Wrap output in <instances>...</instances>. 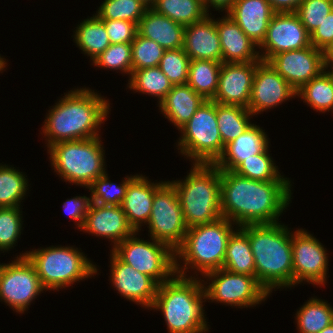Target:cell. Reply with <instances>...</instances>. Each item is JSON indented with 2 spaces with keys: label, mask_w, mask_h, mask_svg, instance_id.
Instances as JSON below:
<instances>
[{
  "label": "cell",
  "mask_w": 333,
  "mask_h": 333,
  "mask_svg": "<svg viewBox=\"0 0 333 333\" xmlns=\"http://www.w3.org/2000/svg\"><path fill=\"white\" fill-rule=\"evenodd\" d=\"M147 9L140 0H104L95 15L100 19H120L138 25Z\"/></svg>",
  "instance_id": "cell-38"
},
{
  "label": "cell",
  "mask_w": 333,
  "mask_h": 333,
  "mask_svg": "<svg viewBox=\"0 0 333 333\" xmlns=\"http://www.w3.org/2000/svg\"><path fill=\"white\" fill-rule=\"evenodd\" d=\"M325 66H333V42L323 51Z\"/></svg>",
  "instance_id": "cell-50"
},
{
  "label": "cell",
  "mask_w": 333,
  "mask_h": 333,
  "mask_svg": "<svg viewBox=\"0 0 333 333\" xmlns=\"http://www.w3.org/2000/svg\"><path fill=\"white\" fill-rule=\"evenodd\" d=\"M82 230L111 240L113 248L135 232L120 205H99L94 202L85 216Z\"/></svg>",
  "instance_id": "cell-20"
},
{
  "label": "cell",
  "mask_w": 333,
  "mask_h": 333,
  "mask_svg": "<svg viewBox=\"0 0 333 333\" xmlns=\"http://www.w3.org/2000/svg\"><path fill=\"white\" fill-rule=\"evenodd\" d=\"M297 91L267 61H258L248 110L256 115L296 97ZM272 107V108H271Z\"/></svg>",
  "instance_id": "cell-17"
},
{
  "label": "cell",
  "mask_w": 333,
  "mask_h": 333,
  "mask_svg": "<svg viewBox=\"0 0 333 333\" xmlns=\"http://www.w3.org/2000/svg\"><path fill=\"white\" fill-rule=\"evenodd\" d=\"M208 14L203 20L185 26L183 50L191 60L222 62V49L216 20Z\"/></svg>",
  "instance_id": "cell-21"
},
{
  "label": "cell",
  "mask_w": 333,
  "mask_h": 333,
  "mask_svg": "<svg viewBox=\"0 0 333 333\" xmlns=\"http://www.w3.org/2000/svg\"><path fill=\"white\" fill-rule=\"evenodd\" d=\"M135 177H125L118 186L110 182L107 173L98 177L88 187L91 191V201L99 205H121L128 185Z\"/></svg>",
  "instance_id": "cell-39"
},
{
  "label": "cell",
  "mask_w": 333,
  "mask_h": 333,
  "mask_svg": "<svg viewBox=\"0 0 333 333\" xmlns=\"http://www.w3.org/2000/svg\"><path fill=\"white\" fill-rule=\"evenodd\" d=\"M311 45L324 51L333 42V10L324 21L310 34Z\"/></svg>",
  "instance_id": "cell-47"
},
{
  "label": "cell",
  "mask_w": 333,
  "mask_h": 333,
  "mask_svg": "<svg viewBox=\"0 0 333 333\" xmlns=\"http://www.w3.org/2000/svg\"><path fill=\"white\" fill-rule=\"evenodd\" d=\"M129 78L131 90L157 97L159 103L173 86L159 66L134 70Z\"/></svg>",
  "instance_id": "cell-34"
},
{
  "label": "cell",
  "mask_w": 333,
  "mask_h": 333,
  "mask_svg": "<svg viewBox=\"0 0 333 333\" xmlns=\"http://www.w3.org/2000/svg\"><path fill=\"white\" fill-rule=\"evenodd\" d=\"M178 150L193 163L214 164L224 151L219 133L216 102L206 100L180 129Z\"/></svg>",
  "instance_id": "cell-9"
},
{
  "label": "cell",
  "mask_w": 333,
  "mask_h": 333,
  "mask_svg": "<svg viewBox=\"0 0 333 333\" xmlns=\"http://www.w3.org/2000/svg\"><path fill=\"white\" fill-rule=\"evenodd\" d=\"M20 210V207L0 208V251L12 249L21 235L23 222Z\"/></svg>",
  "instance_id": "cell-43"
},
{
  "label": "cell",
  "mask_w": 333,
  "mask_h": 333,
  "mask_svg": "<svg viewBox=\"0 0 333 333\" xmlns=\"http://www.w3.org/2000/svg\"><path fill=\"white\" fill-rule=\"evenodd\" d=\"M268 139L260 126L251 124L243 134L225 145L214 165L220 170L233 171L244 159L262 153L270 143Z\"/></svg>",
  "instance_id": "cell-25"
},
{
  "label": "cell",
  "mask_w": 333,
  "mask_h": 333,
  "mask_svg": "<svg viewBox=\"0 0 333 333\" xmlns=\"http://www.w3.org/2000/svg\"><path fill=\"white\" fill-rule=\"evenodd\" d=\"M269 146L259 154L244 159L234 170L236 174L259 181H290L278 171L272 157L268 153Z\"/></svg>",
  "instance_id": "cell-36"
},
{
  "label": "cell",
  "mask_w": 333,
  "mask_h": 333,
  "mask_svg": "<svg viewBox=\"0 0 333 333\" xmlns=\"http://www.w3.org/2000/svg\"><path fill=\"white\" fill-rule=\"evenodd\" d=\"M43 290L36 268L25 257L3 264L0 270V300L13 308L17 313H24L28 305Z\"/></svg>",
  "instance_id": "cell-13"
},
{
  "label": "cell",
  "mask_w": 333,
  "mask_h": 333,
  "mask_svg": "<svg viewBox=\"0 0 333 333\" xmlns=\"http://www.w3.org/2000/svg\"><path fill=\"white\" fill-rule=\"evenodd\" d=\"M203 277L208 278L207 281H212L207 287L204 282L206 300L212 302L248 308L265 301L269 296L253 276L235 274L221 268L208 272Z\"/></svg>",
  "instance_id": "cell-12"
},
{
  "label": "cell",
  "mask_w": 333,
  "mask_h": 333,
  "mask_svg": "<svg viewBox=\"0 0 333 333\" xmlns=\"http://www.w3.org/2000/svg\"><path fill=\"white\" fill-rule=\"evenodd\" d=\"M100 136L85 140L61 141L49 147L51 166L64 181L88 188L106 174L105 151Z\"/></svg>",
  "instance_id": "cell-7"
},
{
  "label": "cell",
  "mask_w": 333,
  "mask_h": 333,
  "mask_svg": "<svg viewBox=\"0 0 333 333\" xmlns=\"http://www.w3.org/2000/svg\"><path fill=\"white\" fill-rule=\"evenodd\" d=\"M235 228L236 231L228 239L222 268L235 274L256 278L255 260L248 235L241 228Z\"/></svg>",
  "instance_id": "cell-28"
},
{
  "label": "cell",
  "mask_w": 333,
  "mask_h": 333,
  "mask_svg": "<svg viewBox=\"0 0 333 333\" xmlns=\"http://www.w3.org/2000/svg\"><path fill=\"white\" fill-rule=\"evenodd\" d=\"M319 333H333V322L329 326L321 330Z\"/></svg>",
  "instance_id": "cell-52"
},
{
  "label": "cell",
  "mask_w": 333,
  "mask_h": 333,
  "mask_svg": "<svg viewBox=\"0 0 333 333\" xmlns=\"http://www.w3.org/2000/svg\"><path fill=\"white\" fill-rule=\"evenodd\" d=\"M164 183L150 182L147 177L136 175L129 183L121 203L129 225L135 232L141 230V224L148 223L153 205L155 191Z\"/></svg>",
  "instance_id": "cell-24"
},
{
  "label": "cell",
  "mask_w": 333,
  "mask_h": 333,
  "mask_svg": "<svg viewBox=\"0 0 333 333\" xmlns=\"http://www.w3.org/2000/svg\"><path fill=\"white\" fill-rule=\"evenodd\" d=\"M5 61H6V59L1 57V55H0V71H1V73L4 70V68L6 67L7 62H5Z\"/></svg>",
  "instance_id": "cell-53"
},
{
  "label": "cell",
  "mask_w": 333,
  "mask_h": 333,
  "mask_svg": "<svg viewBox=\"0 0 333 333\" xmlns=\"http://www.w3.org/2000/svg\"><path fill=\"white\" fill-rule=\"evenodd\" d=\"M333 10V0H304L295 12L311 34Z\"/></svg>",
  "instance_id": "cell-44"
},
{
  "label": "cell",
  "mask_w": 333,
  "mask_h": 333,
  "mask_svg": "<svg viewBox=\"0 0 333 333\" xmlns=\"http://www.w3.org/2000/svg\"><path fill=\"white\" fill-rule=\"evenodd\" d=\"M232 225L233 222L220 217L211 223L189 227L182 245L175 251L176 274L186 277L185 270L190 267L196 270L195 273L200 271L202 276L221 269L228 239L235 231ZM180 259H183L184 266L178 263Z\"/></svg>",
  "instance_id": "cell-5"
},
{
  "label": "cell",
  "mask_w": 333,
  "mask_h": 333,
  "mask_svg": "<svg viewBox=\"0 0 333 333\" xmlns=\"http://www.w3.org/2000/svg\"><path fill=\"white\" fill-rule=\"evenodd\" d=\"M257 62H222L218 90L212 101L248 109Z\"/></svg>",
  "instance_id": "cell-19"
},
{
  "label": "cell",
  "mask_w": 333,
  "mask_h": 333,
  "mask_svg": "<svg viewBox=\"0 0 333 333\" xmlns=\"http://www.w3.org/2000/svg\"><path fill=\"white\" fill-rule=\"evenodd\" d=\"M152 9L184 26L199 22L209 14L201 0H156Z\"/></svg>",
  "instance_id": "cell-33"
},
{
  "label": "cell",
  "mask_w": 333,
  "mask_h": 333,
  "mask_svg": "<svg viewBox=\"0 0 333 333\" xmlns=\"http://www.w3.org/2000/svg\"><path fill=\"white\" fill-rule=\"evenodd\" d=\"M328 67H330V71H326L329 75L331 80L333 81V66H325V69H328Z\"/></svg>",
  "instance_id": "cell-54"
},
{
  "label": "cell",
  "mask_w": 333,
  "mask_h": 333,
  "mask_svg": "<svg viewBox=\"0 0 333 333\" xmlns=\"http://www.w3.org/2000/svg\"><path fill=\"white\" fill-rule=\"evenodd\" d=\"M132 72L142 68L159 66L165 49L157 42L140 36L138 33L131 43Z\"/></svg>",
  "instance_id": "cell-41"
},
{
  "label": "cell",
  "mask_w": 333,
  "mask_h": 333,
  "mask_svg": "<svg viewBox=\"0 0 333 333\" xmlns=\"http://www.w3.org/2000/svg\"><path fill=\"white\" fill-rule=\"evenodd\" d=\"M197 279L175 274L158 286L151 308L161 310L169 333H205L208 330L202 304L206 301L204 284L201 278Z\"/></svg>",
  "instance_id": "cell-4"
},
{
  "label": "cell",
  "mask_w": 333,
  "mask_h": 333,
  "mask_svg": "<svg viewBox=\"0 0 333 333\" xmlns=\"http://www.w3.org/2000/svg\"><path fill=\"white\" fill-rule=\"evenodd\" d=\"M76 28L74 41L92 61L111 44L104 22L96 15L84 19Z\"/></svg>",
  "instance_id": "cell-29"
},
{
  "label": "cell",
  "mask_w": 333,
  "mask_h": 333,
  "mask_svg": "<svg viewBox=\"0 0 333 333\" xmlns=\"http://www.w3.org/2000/svg\"><path fill=\"white\" fill-rule=\"evenodd\" d=\"M136 235L138 232L118 243L111 251L124 263L153 278L159 285L169 281L176 274L175 252L167 244L153 238H150L152 242L142 240Z\"/></svg>",
  "instance_id": "cell-10"
},
{
  "label": "cell",
  "mask_w": 333,
  "mask_h": 333,
  "mask_svg": "<svg viewBox=\"0 0 333 333\" xmlns=\"http://www.w3.org/2000/svg\"><path fill=\"white\" fill-rule=\"evenodd\" d=\"M14 168L0 164V208L20 207L28 190L25 174Z\"/></svg>",
  "instance_id": "cell-37"
},
{
  "label": "cell",
  "mask_w": 333,
  "mask_h": 333,
  "mask_svg": "<svg viewBox=\"0 0 333 333\" xmlns=\"http://www.w3.org/2000/svg\"><path fill=\"white\" fill-rule=\"evenodd\" d=\"M293 255V286L303 281L324 286L327 281L328 256L326 248L304 229L291 232Z\"/></svg>",
  "instance_id": "cell-14"
},
{
  "label": "cell",
  "mask_w": 333,
  "mask_h": 333,
  "mask_svg": "<svg viewBox=\"0 0 333 333\" xmlns=\"http://www.w3.org/2000/svg\"><path fill=\"white\" fill-rule=\"evenodd\" d=\"M190 61L183 48L165 50L159 68L173 85L186 84Z\"/></svg>",
  "instance_id": "cell-42"
},
{
  "label": "cell",
  "mask_w": 333,
  "mask_h": 333,
  "mask_svg": "<svg viewBox=\"0 0 333 333\" xmlns=\"http://www.w3.org/2000/svg\"><path fill=\"white\" fill-rule=\"evenodd\" d=\"M332 322V306L318 298H310L296 313L299 333H319Z\"/></svg>",
  "instance_id": "cell-32"
},
{
  "label": "cell",
  "mask_w": 333,
  "mask_h": 333,
  "mask_svg": "<svg viewBox=\"0 0 333 333\" xmlns=\"http://www.w3.org/2000/svg\"><path fill=\"white\" fill-rule=\"evenodd\" d=\"M104 22L106 32L111 44L132 43L138 30L137 24L126 20L101 19Z\"/></svg>",
  "instance_id": "cell-45"
},
{
  "label": "cell",
  "mask_w": 333,
  "mask_h": 333,
  "mask_svg": "<svg viewBox=\"0 0 333 333\" xmlns=\"http://www.w3.org/2000/svg\"><path fill=\"white\" fill-rule=\"evenodd\" d=\"M234 2L235 0H205L203 4L207 13L209 12L210 7L215 8L216 11L225 10L226 12H228L232 8Z\"/></svg>",
  "instance_id": "cell-49"
},
{
  "label": "cell",
  "mask_w": 333,
  "mask_h": 333,
  "mask_svg": "<svg viewBox=\"0 0 333 333\" xmlns=\"http://www.w3.org/2000/svg\"><path fill=\"white\" fill-rule=\"evenodd\" d=\"M96 67L120 70L122 73L132 75V49L131 43L110 44L93 61Z\"/></svg>",
  "instance_id": "cell-40"
},
{
  "label": "cell",
  "mask_w": 333,
  "mask_h": 333,
  "mask_svg": "<svg viewBox=\"0 0 333 333\" xmlns=\"http://www.w3.org/2000/svg\"><path fill=\"white\" fill-rule=\"evenodd\" d=\"M274 13L266 0H235L227 15L259 47Z\"/></svg>",
  "instance_id": "cell-22"
},
{
  "label": "cell",
  "mask_w": 333,
  "mask_h": 333,
  "mask_svg": "<svg viewBox=\"0 0 333 333\" xmlns=\"http://www.w3.org/2000/svg\"><path fill=\"white\" fill-rule=\"evenodd\" d=\"M184 28L152 8L146 10L137 25L140 36L157 42L165 50L183 48Z\"/></svg>",
  "instance_id": "cell-26"
},
{
  "label": "cell",
  "mask_w": 333,
  "mask_h": 333,
  "mask_svg": "<svg viewBox=\"0 0 333 333\" xmlns=\"http://www.w3.org/2000/svg\"><path fill=\"white\" fill-rule=\"evenodd\" d=\"M222 49V62L246 63L260 61L258 47L228 15L216 21Z\"/></svg>",
  "instance_id": "cell-23"
},
{
  "label": "cell",
  "mask_w": 333,
  "mask_h": 333,
  "mask_svg": "<svg viewBox=\"0 0 333 333\" xmlns=\"http://www.w3.org/2000/svg\"><path fill=\"white\" fill-rule=\"evenodd\" d=\"M64 95L50 108L42 127L47 148L61 141L98 137L97 129L109 114V101L94 90L85 87Z\"/></svg>",
  "instance_id": "cell-2"
},
{
  "label": "cell",
  "mask_w": 333,
  "mask_h": 333,
  "mask_svg": "<svg viewBox=\"0 0 333 333\" xmlns=\"http://www.w3.org/2000/svg\"><path fill=\"white\" fill-rule=\"evenodd\" d=\"M268 63L296 91L325 70L323 51L313 45L278 53Z\"/></svg>",
  "instance_id": "cell-16"
},
{
  "label": "cell",
  "mask_w": 333,
  "mask_h": 333,
  "mask_svg": "<svg viewBox=\"0 0 333 333\" xmlns=\"http://www.w3.org/2000/svg\"><path fill=\"white\" fill-rule=\"evenodd\" d=\"M291 181H259L221 170V214L237 227L278 222L291 201Z\"/></svg>",
  "instance_id": "cell-1"
},
{
  "label": "cell",
  "mask_w": 333,
  "mask_h": 333,
  "mask_svg": "<svg viewBox=\"0 0 333 333\" xmlns=\"http://www.w3.org/2000/svg\"><path fill=\"white\" fill-rule=\"evenodd\" d=\"M310 45V34L295 12L274 13L268 24L266 37L258 47L265 52L259 56L262 61L268 62L278 53Z\"/></svg>",
  "instance_id": "cell-15"
},
{
  "label": "cell",
  "mask_w": 333,
  "mask_h": 333,
  "mask_svg": "<svg viewBox=\"0 0 333 333\" xmlns=\"http://www.w3.org/2000/svg\"><path fill=\"white\" fill-rule=\"evenodd\" d=\"M252 113L242 106L223 105L216 102V116L223 146L243 134L252 124Z\"/></svg>",
  "instance_id": "cell-31"
},
{
  "label": "cell",
  "mask_w": 333,
  "mask_h": 333,
  "mask_svg": "<svg viewBox=\"0 0 333 333\" xmlns=\"http://www.w3.org/2000/svg\"><path fill=\"white\" fill-rule=\"evenodd\" d=\"M91 203V197L76 196L66 200L63 203V209L65 213L69 215L70 219H73L75 222H77V227L81 229Z\"/></svg>",
  "instance_id": "cell-46"
},
{
  "label": "cell",
  "mask_w": 333,
  "mask_h": 333,
  "mask_svg": "<svg viewBox=\"0 0 333 333\" xmlns=\"http://www.w3.org/2000/svg\"><path fill=\"white\" fill-rule=\"evenodd\" d=\"M221 65L213 60H191L187 84L206 100H212L218 90Z\"/></svg>",
  "instance_id": "cell-30"
},
{
  "label": "cell",
  "mask_w": 333,
  "mask_h": 333,
  "mask_svg": "<svg viewBox=\"0 0 333 333\" xmlns=\"http://www.w3.org/2000/svg\"><path fill=\"white\" fill-rule=\"evenodd\" d=\"M143 4H145L148 8H152L156 2V0H140Z\"/></svg>",
  "instance_id": "cell-51"
},
{
  "label": "cell",
  "mask_w": 333,
  "mask_h": 333,
  "mask_svg": "<svg viewBox=\"0 0 333 333\" xmlns=\"http://www.w3.org/2000/svg\"><path fill=\"white\" fill-rule=\"evenodd\" d=\"M185 180H174L187 227L211 223L221 214V170L214 164L193 163Z\"/></svg>",
  "instance_id": "cell-6"
},
{
  "label": "cell",
  "mask_w": 333,
  "mask_h": 333,
  "mask_svg": "<svg viewBox=\"0 0 333 333\" xmlns=\"http://www.w3.org/2000/svg\"><path fill=\"white\" fill-rule=\"evenodd\" d=\"M275 13L296 12L304 0H266Z\"/></svg>",
  "instance_id": "cell-48"
},
{
  "label": "cell",
  "mask_w": 333,
  "mask_h": 333,
  "mask_svg": "<svg viewBox=\"0 0 333 333\" xmlns=\"http://www.w3.org/2000/svg\"><path fill=\"white\" fill-rule=\"evenodd\" d=\"M206 99L196 93L187 83L173 85L159 108L165 118L169 119L179 130L195 114Z\"/></svg>",
  "instance_id": "cell-27"
},
{
  "label": "cell",
  "mask_w": 333,
  "mask_h": 333,
  "mask_svg": "<svg viewBox=\"0 0 333 333\" xmlns=\"http://www.w3.org/2000/svg\"><path fill=\"white\" fill-rule=\"evenodd\" d=\"M307 105L318 112L333 110V81L326 69L303 85L296 93Z\"/></svg>",
  "instance_id": "cell-35"
},
{
  "label": "cell",
  "mask_w": 333,
  "mask_h": 333,
  "mask_svg": "<svg viewBox=\"0 0 333 333\" xmlns=\"http://www.w3.org/2000/svg\"><path fill=\"white\" fill-rule=\"evenodd\" d=\"M250 241L256 280L270 295L273 288L293 286L291 233L281 223L250 224L240 227Z\"/></svg>",
  "instance_id": "cell-3"
},
{
  "label": "cell",
  "mask_w": 333,
  "mask_h": 333,
  "mask_svg": "<svg viewBox=\"0 0 333 333\" xmlns=\"http://www.w3.org/2000/svg\"><path fill=\"white\" fill-rule=\"evenodd\" d=\"M36 268L42 286L46 290H58L74 282L85 280L97 274V267L78 248L47 247L26 251L19 257H25Z\"/></svg>",
  "instance_id": "cell-8"
},
{
  "label": "cell",
  "mask_w": 333,
  "mask_h": 333,
  "mask_svg": "<svg viewBox=\"0 0 333 333\" xmlns=\"http://www.w3.org/2000/svg\"><path fill=\"white\" fill-rule=\"evenodd\" d=\"M110 261V280L118 293L127 300L151 309L159 284L153 278L124 263L113 251Z\"/></svg>",
  "instance_id": "cell-18"
},
{
  "label": "cell",
  "mask_w": 333,
  "mask_h": 333,
  "mask_svg": "<svg viewBox=\"0 0 333 333\" xmlns=\"http://www.w3.org/2000/svg\"><path fill=\"white\" fill-rule=\"evenodd\" d=\"M147 225L151 239L167 244L174 252L182 245L188 227L178 193L170 181L155 191Z\"/></svg>",
  "instance_id": "cell-11"
}]
</instances>
